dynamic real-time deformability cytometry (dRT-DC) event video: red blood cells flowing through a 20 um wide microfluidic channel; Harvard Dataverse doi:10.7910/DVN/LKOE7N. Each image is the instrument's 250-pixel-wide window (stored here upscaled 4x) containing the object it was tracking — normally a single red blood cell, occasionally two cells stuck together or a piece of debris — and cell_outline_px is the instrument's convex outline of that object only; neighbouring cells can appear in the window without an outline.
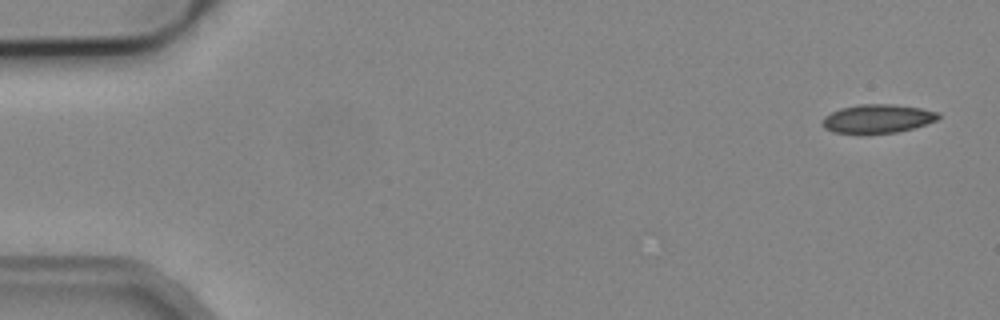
{"species": "common noctule bat (a hibernating species)", "species_latin": "Nyctalus noctula", "temperature_condition": "cold", "stored_images_in_passage": 5, "camera_frame_rate_fps": 3000, "um_per_image_px": 0.085, "animal": {"sex": "male", "body_mass_g": 19.2, "forearm_length_mm": 51.8}, "frame": {"image": 1, "passage_image": 1, "time_ms": 0.0, "image_size_px": [1000, 320], "cell_outline_px": [[940, 116], [936, 120], [912, 128], [896, 132], [832, 132], [824, 128], [820, 124], [824, 116], [840, 108], [860, 104], [892, 104], [920, 108], [940, 112]], "centroid_in_image_um": [74.57, 10.06], "position_along_channel_um": 10.4, "area_um2": 19.02}}
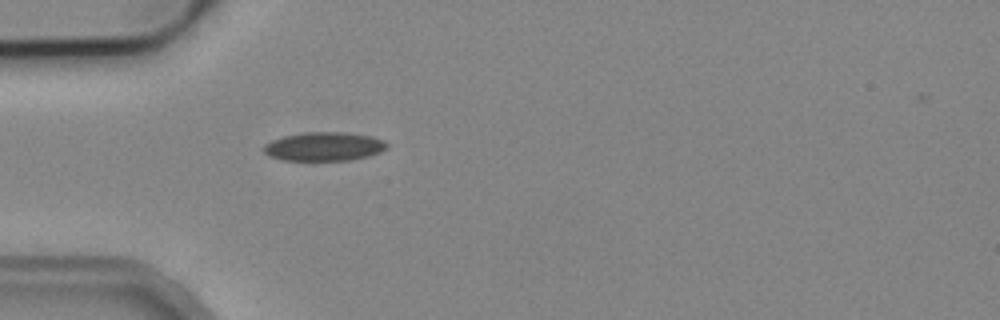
{"frame": {"image": 2, "passage_image": 5, "time_ms": 4.667, "image_size_px": [1000, 320], "cell_outline_px": [[388, 148], [380, 152], [368, 156], [348, 160], [280, 160], [268, 156], [264, 152], [264, 144], [272, 140], [284, 136], [308, 132], [344, 132], [372, 136], [384, 140], [388, 144]], "centroid_in_image_um": [27.55, 12.45], "position_along_channel_um": 57.4, "area_um2": 20.69}}